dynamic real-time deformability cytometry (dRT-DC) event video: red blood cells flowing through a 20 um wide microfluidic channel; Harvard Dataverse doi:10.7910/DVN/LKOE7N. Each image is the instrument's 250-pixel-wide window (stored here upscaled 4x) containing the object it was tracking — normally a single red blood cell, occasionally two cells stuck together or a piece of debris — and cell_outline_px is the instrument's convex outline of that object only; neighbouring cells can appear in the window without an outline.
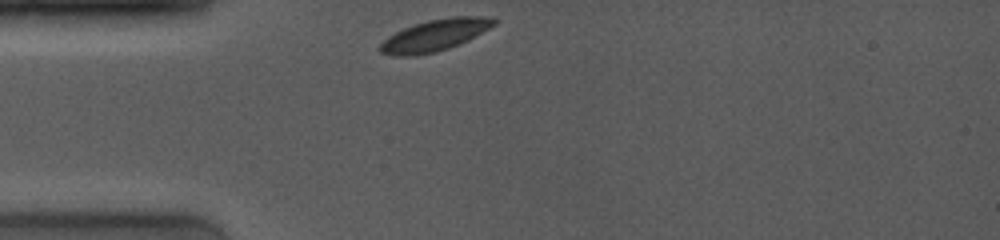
{"species": "common noctule bat (a hibernating species)", "species_latin": "Nyctalus noctula", "temperature_condition": "room temperature", "stored_images_in_passage": 4, "camera_frame_rate_fps": 4000, "um_per_image_px": 0.085, "animal": {"sex": "female", "body_mass_g": 19.0, "forearm_length_mm": 53.3}, "frame": {"image": 1, "passage_image": 1, "time_ms": 0.0, "image_size_px": [1000, 240], "cell_outline_px": [[496, 24], [468, 40], [448, 48], [436, 52], [416, 56], [392, 56], [380, 52], [376, 48], [388, 36], [412, 24], [428, 20], [452, 16], [480, 16], [496, 20]], "centroid_in_image_um": [36.9, 3.01], "position_along_channel_um": 48.1, "area_um2": 20.98}}
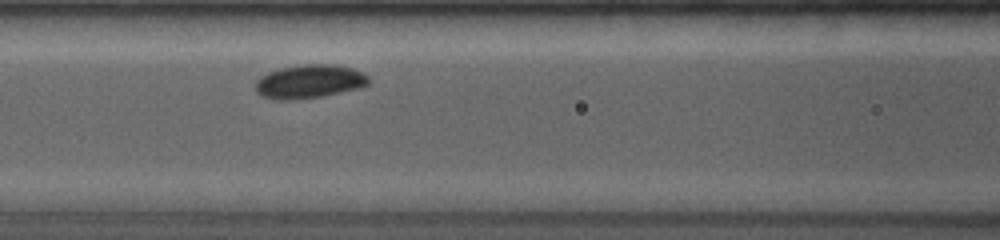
{"frame": {"image": 2, "passage_image": 4, "time_ms": 2.75, "image_size_px": [1000, 240], "cell_outline_px": [[368, 84], [360, 88], [324, 96], [292, 100], [276, 100], [260, 96], [256, 92], [256, 80], [260, 76], [268, 72], [280, 68], [304, 64], [332, 64], [352, 68], [368, 76]], "centroid_in_image_um": [26.26, 6.94], "position_along_channel_um": 140.3, "area_um2": 22.31}}